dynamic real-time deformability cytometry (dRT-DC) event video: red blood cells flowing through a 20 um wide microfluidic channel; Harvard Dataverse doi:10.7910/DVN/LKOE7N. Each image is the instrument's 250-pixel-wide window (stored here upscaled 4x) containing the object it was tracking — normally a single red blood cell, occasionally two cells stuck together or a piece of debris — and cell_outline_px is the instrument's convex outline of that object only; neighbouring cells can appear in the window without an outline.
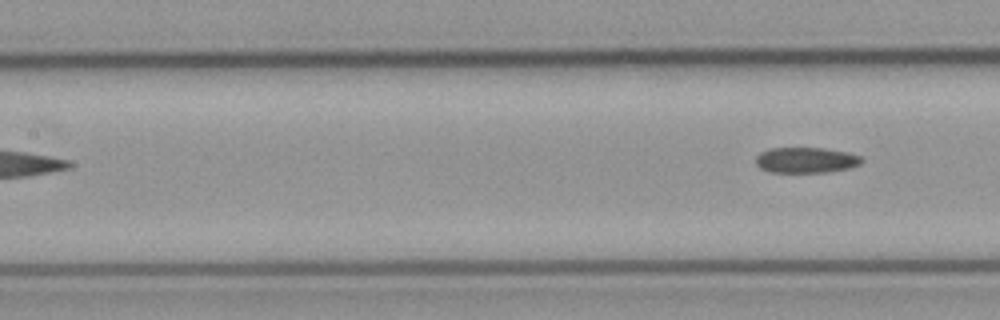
{"species": "common noctule bat (a hibernating species)", "species_latin": "Nyctalus noctula", "temperature_condition": "cold", "stored_images_in_passage": 7, "camera_frame_rate_fps": 3000, "um_per_image_px": 0.085, "animal": {"sex": "male", "body_mass_g": 23.1, "forearm_length_mm": 52.7}, "frame": {"image": 1, "passage_image": 7, "time_ms": 7.0, "image_size_px": [1000, 320], "cell_outline_px": [[864, 160], [860, 164], [848, 168], [828, 172], [772, 172], [760, 168], [756, 164], [756, 156], [760, 152], [768, 148], [824, 148], [848, 152], [860, 156]], "centroid_in_image_um": [68.5, 13.6], "position_along_channel_um": 138.9, "area_um2": 15.84}}